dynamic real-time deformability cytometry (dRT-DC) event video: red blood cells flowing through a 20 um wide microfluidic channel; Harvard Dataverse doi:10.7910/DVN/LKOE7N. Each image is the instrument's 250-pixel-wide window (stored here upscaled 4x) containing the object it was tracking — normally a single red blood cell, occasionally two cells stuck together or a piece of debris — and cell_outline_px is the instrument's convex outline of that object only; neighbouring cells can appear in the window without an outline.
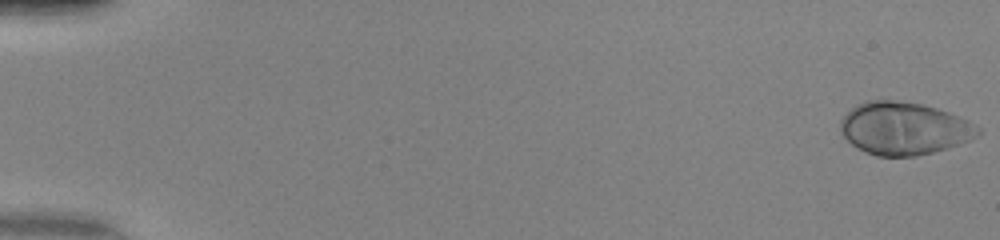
{"species": "human", "species_latin": "Homo sapiens", "temperature_condition": "warm", "stored_images_in_passage": 50, "camera_frame_rate_fps": 3000, "um_per_image_px": 0.085, "donor": {"sex": "female"}, "frame": {"image": 1, "passage_image": 1, "time_ms": 0.0, "image_size_px": [1000, 240], "cell_outline_px": [[980, 132], [976, 136], [960, 144], [932, 152], [916, 156], [876, 156], [864, 152], [856, 148], [840, 132], [840, 120], [856, 104], [868, 100], [892, 100], [924, 104], [948, 112], [968, 120], [980, 128]], "centroid_in_image_um": [76.81, 10.91], "position_along_channel_um": 8.2, "area_um2": 42.14}}
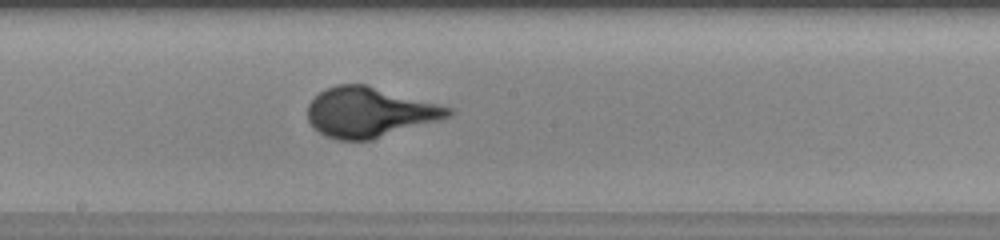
{"frame": {"image": 2, "passage_image": 29, "time_ms": 9.333, "image_size_px": [1000, 240], "cell_outline_px": [[456, 112], [452, 116], [372, 140], [340, 140], [328, 136], [320, 132], [308, 120], [308, 104], [320, 92], [336, 84], [364, 84], [452, 108]], "centroid_in_image_um": [31.42, 9.55], "position_along_channel_um": 216.8, "area_um2": 40.4}}
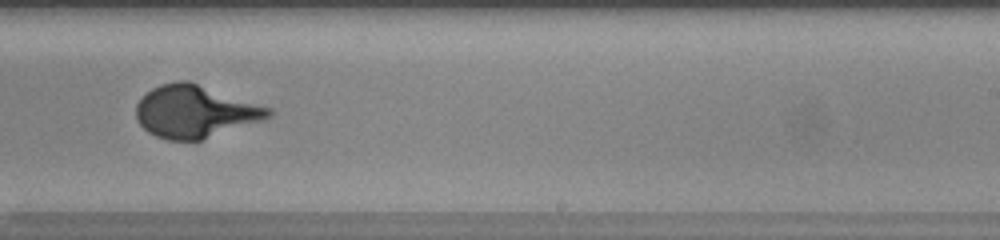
{"frame": {"image": 3, "passage_image": 33, "time_ms": 10.667, "image_size_px": [1000, 240], "cell_outline_px": [[276, 112], [272, 116], [264, 120], [200, 140], [168, 140], [156, 136], [148, 132], [136, 120], [136, 104], [152, 88], [160, 84], [176, 80], [188, 80], [272, 108]], "centroid_in_image_um": [16.6, 9.47], "position_along_channel_um": 272.4, "area_um2": 40.52}}